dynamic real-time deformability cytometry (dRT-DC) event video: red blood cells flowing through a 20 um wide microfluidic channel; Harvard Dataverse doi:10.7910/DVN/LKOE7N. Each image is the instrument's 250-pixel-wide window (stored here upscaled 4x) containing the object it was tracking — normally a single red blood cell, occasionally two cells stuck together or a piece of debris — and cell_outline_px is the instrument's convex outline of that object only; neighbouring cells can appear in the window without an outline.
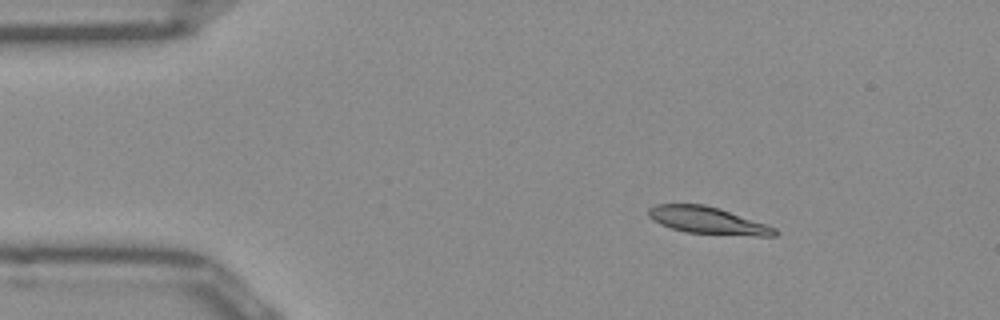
{"species": "Egyptian fruit bat (a non-hibernating species)", "species_latin": "Rousettus aegyptiacus", "temperature_condition": "room temperature", "stored_images_in_passage": 44, "camera_frame_rate_fps": 3000, "um_per_image_px": 0.085, "frame": {"image": 1, "passage_image": 1, "time_ms": 0.0, "image_size_px": [1000, 320], "cell_outline_px": [[780, 232], [776, 236], [756, 236], [688, 232], [672, 228], [660, 224], [652, 220], [648, 216], [648, 208], [656, 204], [704, 204], [720, 208], [776, 228]], "centroid_in_image_um": [60.15, 18.73], "position_along_channel_um": 24.8, "area_um2": 19.83}}
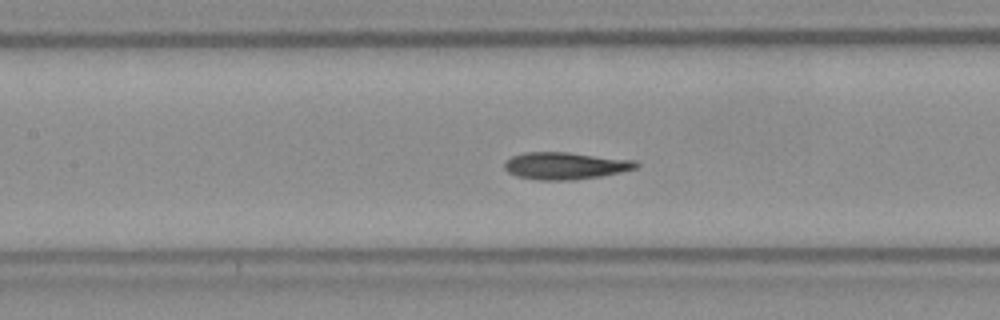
{"frame": {"image": 2, "passage_image": 16, "time_ms": 5.0, "image_size_px": [1000, 320], "cell_outline_px": [[640, 164], [636, 168], [620, 172], [600, 176], [572, 180], [536, 180], [516, 176], [508, 172], [504, 168], [504, 164], [512, 156], [524, 152], [568, 152], [636, 160]], "centroid_in_image_um": [48.05, 14.08], "position_along_channel_um": 159.4, "area_um2": 20.87}}
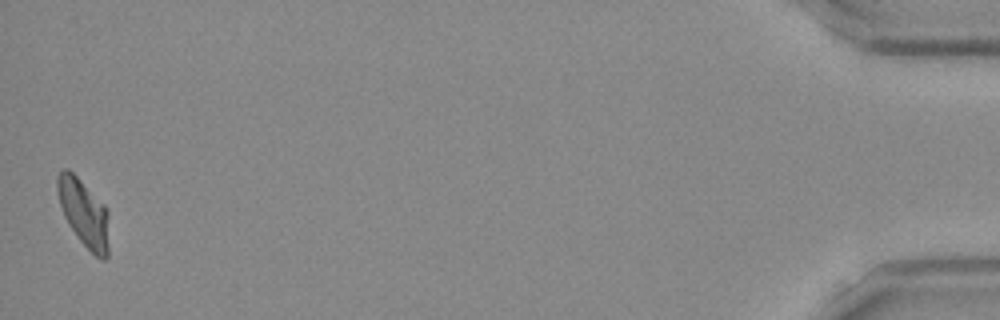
{"frame": {"image": 3, "passage_image": 44, "time_ms": 14.333, "image_size_px": [1000, 320], "cell_outline_px": [[108, 256], [104, 260], [96, 256], [80, 240], [68, 224], [64, 216], [60, 204], [56, 188], [56, 176], [64, 168], [68, 168], [104, 204], [108, 212]], "centroid_in_image_um": [7.12, 18.08], "position_along_channel_um": 428.1, "area_um2": 20.06}, "authors_computed_cell_mechanics": {"area_um2": 20.2878, "velocity_mm_per_s": 3.9413, "shape_relaxation_time_tau1_ms": 6.9048, "shape_relaxation_time_tau2_ms": 2.2202, "deformation_change_tau1": 0.2243, "deformation_change_tau2": 0.0696}}